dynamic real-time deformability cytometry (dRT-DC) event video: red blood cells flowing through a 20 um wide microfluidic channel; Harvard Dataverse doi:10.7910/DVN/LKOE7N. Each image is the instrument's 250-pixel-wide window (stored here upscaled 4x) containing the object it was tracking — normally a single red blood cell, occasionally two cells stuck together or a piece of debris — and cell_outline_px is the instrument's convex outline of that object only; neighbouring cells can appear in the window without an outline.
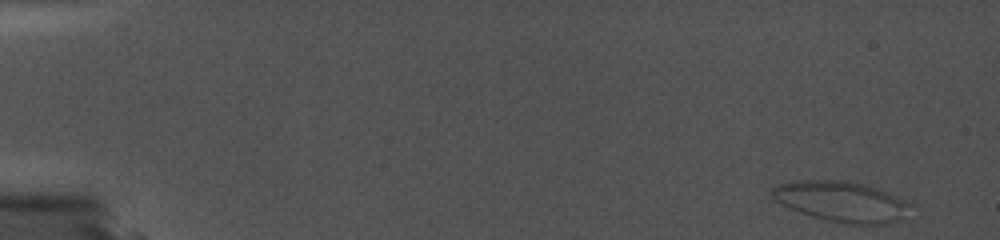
{"species": "common noctule bat (a hibernating species)", "species_latin": "Nyctalus noctula", "temperature_condition": "cold", "stored_images_in_passage": 28, "camera_frame_rate_fps": 5000, "um_per_image_px": 0.085, "animal": {"sex": "female", "body_mass_g": 19.0, "forearm_length_mm": 56.7}, "frame": {"image": 1, "passage_image": 1, "time_ms": 0.0, "image_size_px": [1000, 240], "cell_outline_px": [[916, 204], [900, 220], [888, 224], [848, 224], [828, 220], [812, 216], [800, 212], [776, 200], [768, 192], [772, 188], [780, 184], [800, 180], [844, 180], [876, 188], [888, 192]], "centroid_in_image_um": [71.6, 17.13], "position_along_channel_um": 13.4, "area_um2": 32.54}}
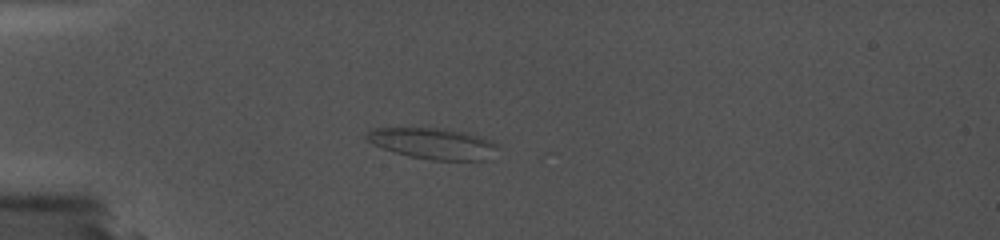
{"frame": {"image": 2, "passage_image": 15, "time_ms": 4.8, "image_size_px": [1000, 240], "cell_outline_px": [[500, 148], [484, 160], [432, 160], [408, 156], [372, 144], [364, 136], [372, 128], [444, 128], [468, 132], [492, 140]], "centroid_in_image_um": [36.83, 12.18], "position_along_channel_um": 48.2, "area_um2": 23.76}}
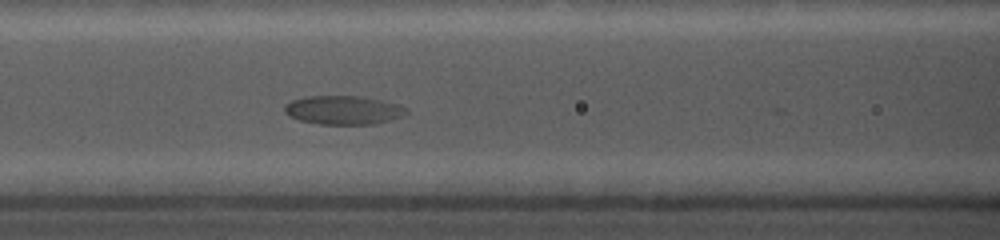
{"frame": {"image": 3, "passage_image": 25, "time_ms": 8.2, "image_size_px": [1000, 240], "cell_outline_px": [[408, 112], [400, 116], [388, 120], [372, 124], [320, 124], [300, 120], [288, 116], [284, 112], [284, 104], [292, 100], [304, 96], [360, 96], [380, 100], [396, 104], [408, 108]], "centroid_in_image_um": [29.12, 9.35], "position_along_channel_um": 137.5, "area_um2": 20.29}}